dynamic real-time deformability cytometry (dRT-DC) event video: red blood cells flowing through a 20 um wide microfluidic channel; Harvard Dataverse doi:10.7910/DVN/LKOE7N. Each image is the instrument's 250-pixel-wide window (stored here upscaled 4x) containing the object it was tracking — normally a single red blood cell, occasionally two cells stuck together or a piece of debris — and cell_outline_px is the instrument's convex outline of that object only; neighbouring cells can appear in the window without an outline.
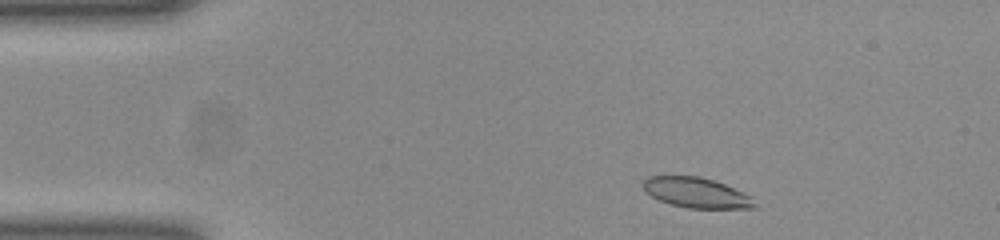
{"species": "common noctule bat (a hibernating species)", "species_latin": "Nyctalus noctula", "temperature_condition": "room temperature", "stored_images_in_passage": 47, "camera_frame_rate_fps": 3000, "um_per_image_px": 0.085, "animal": {"sex": "female", "body_mass_g": 23.0, "forearm_length_mm": 53.4}, "frame": {"image": 1, "passage_image": 3, "time_ms": 0.667, "image_size_px": [1000, 240], "cell_outline_px": [[756, 208], [688, 208], [672, 204], [660, 200], [652, 196], [640, 184], [648, 176], [696, 176], [712, 180], [724, 184], [752, 196], [756, 204]], "centroid_in_image_um": [59.2, 16.38], "position_along_channel_um": 25.8, "area_um2": 19.42}}
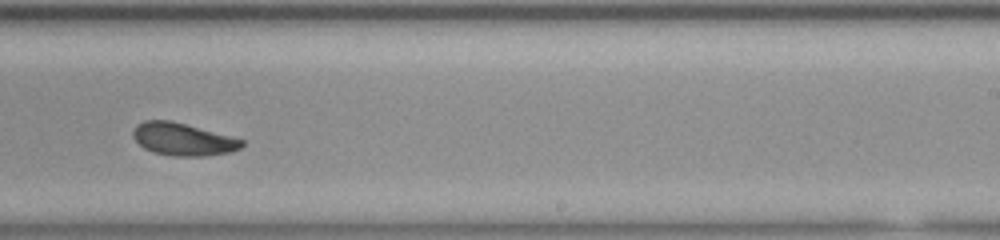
{"frame": {"image": 2, "passage_image": 27, "time_ms": 8.667, "image_size_px": [1000, 240], "cell_outline_px": [[244, 144], [240, 148], [228, 152], [204, 156], [172, 156], [152, 152], [144, 148], [132, 136], [132, 132], [136, 124], [144, 120], [168, 120], [184, 124], [244, 140]], "centroid_in_image_um": [15.49, 11.84], "position_along_channel_um": 273.5, "area_um2": 20.35}}
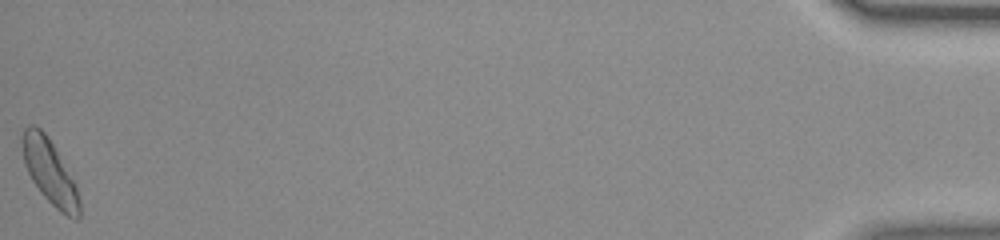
{"frame": {"image": 3, "passage_image": 47, "time_ms": 15.333, "image_size_px": [1000, 240], "cell_outline_px": [[80, 216], [76, 220], [60, 212], [40, 192], [32, 180], [24, 164], [20, 140], [24, 128], [28, 124], [32, 124], [40, 128], [44, 132], [52, 144], [76, 184], [80, 200]], "centroid_in_image_um": [4.2, 14.6], "position_along_channel_um": 431.0, "area_um2": 21.44}, "authors_computed_cell_mechanics": {"area_um2": 20.5768, "velocity_mm_per_s": 3.9018, "shape_relaxation_time_tau1_ms": 7.3096, "shape_relaxation_time_tau2_ms": 3.0766, "deformation_change_tau1": 0.1949, "deformation_change_tau2": 0.0815}}